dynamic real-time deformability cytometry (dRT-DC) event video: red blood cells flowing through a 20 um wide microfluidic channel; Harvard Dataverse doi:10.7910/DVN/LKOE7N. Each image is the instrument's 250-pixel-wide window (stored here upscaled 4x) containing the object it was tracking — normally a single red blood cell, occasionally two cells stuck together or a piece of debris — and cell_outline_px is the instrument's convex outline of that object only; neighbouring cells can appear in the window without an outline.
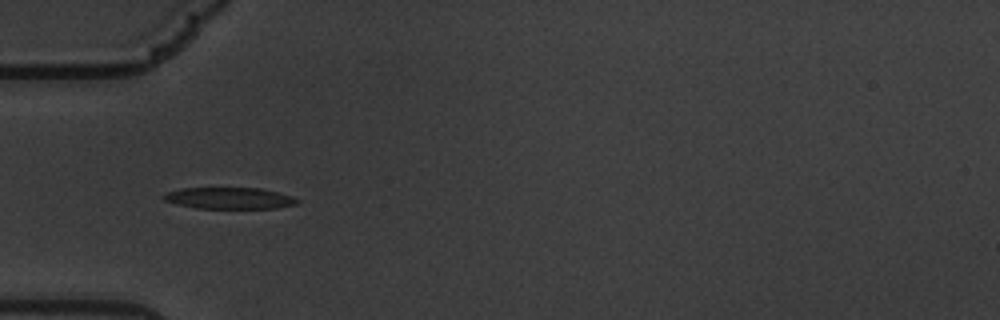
{"species": "common noctule bat (a hibernating species)", "species_latin": "Nyctalus noctula", "temperature_condition": "warm", "stored_images_in_passage": 41, "camera_frame_rate_fps": 3000, "um_per_image_px": 0.085, "animal": {"sex": "male", "body_mass_g": 19.5, "forearm_length_mm": 54.6}, "frame": {"image": 1, "passage_image": 1, "time_ms": 0.0, "image_size_px": [1000, 320], "cell_outline_px": [[300, 200], [296, 204], [276, 208], [196, 208], [176, 204], [164, 200], [160, 196], [164, 192], [184, 188], [260, 188], [292, 196]], "centroid_in_image_um": [19.44, 16.84], "position_along_channel_um": 65.6, "area_um2": 16.7}}
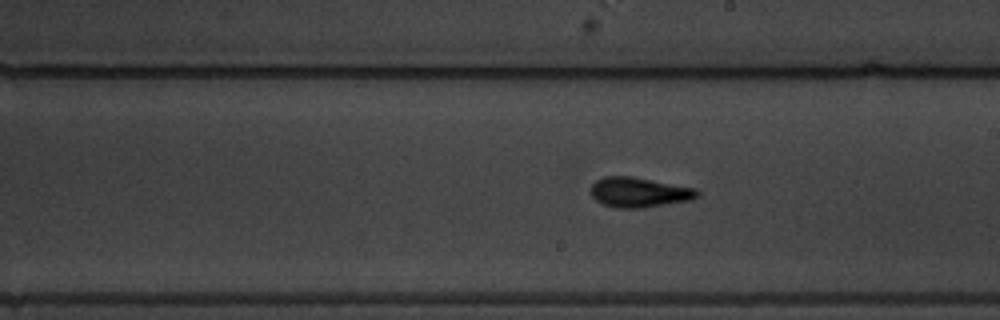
{"frame": {"image": 2, "passage_image": 16, "time_ms": 5.0, "image_size_px": [1000, 320], "cell_outline_px": [[700, 196], [692, 200], [644, 208], [616, 208], [600, 204], [592, 196], [592, 184], [596, 180], [604, 176], [632, 176], [696, 188], [700, 192]], "centroid_in_image_um": [54.35, 16.35], "position_along_channel_um": 234.6, "area_um2": 18.84}}
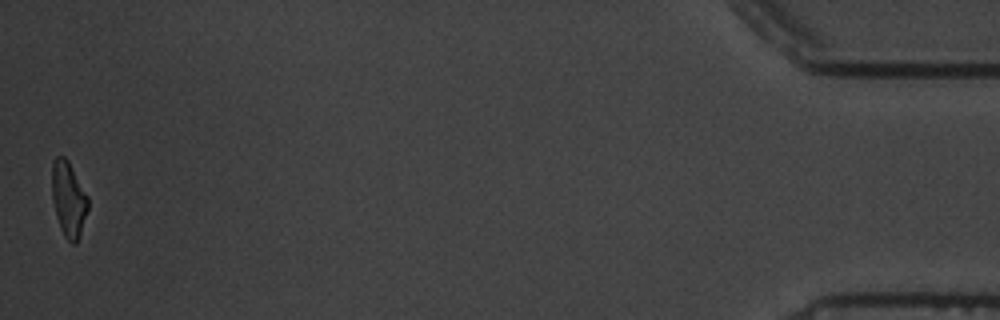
{"frame": {"image": 3, "passage_image": 41, "time_ms": 13.333, "image_size_px": [1000, 320], "cell_outline_px": [[88, 208], [80, 236], [76, 244], [72, 244], [64, 236], [60, 228], [56, 216], [52, 200], [52, 160], [56, 156], [64, 156], [68, 160], [88, 196]], "centroid_in_image_um": [5.82, 16.93], "position_along_channel_um": 429.4, "area_um2": 15.95}, "authors_computed_cell_mechanics": {"area_um2": 17.4556, "velocity_mm_per_s": 3.4108, "shape_relaxation_time_tau1_ms": 5.0769, "shape_relaxation_time_tau2_ms": 2.7557, "deformation_change_tau1": 0.1724, "deformation_change_tau2": 0.1202}}